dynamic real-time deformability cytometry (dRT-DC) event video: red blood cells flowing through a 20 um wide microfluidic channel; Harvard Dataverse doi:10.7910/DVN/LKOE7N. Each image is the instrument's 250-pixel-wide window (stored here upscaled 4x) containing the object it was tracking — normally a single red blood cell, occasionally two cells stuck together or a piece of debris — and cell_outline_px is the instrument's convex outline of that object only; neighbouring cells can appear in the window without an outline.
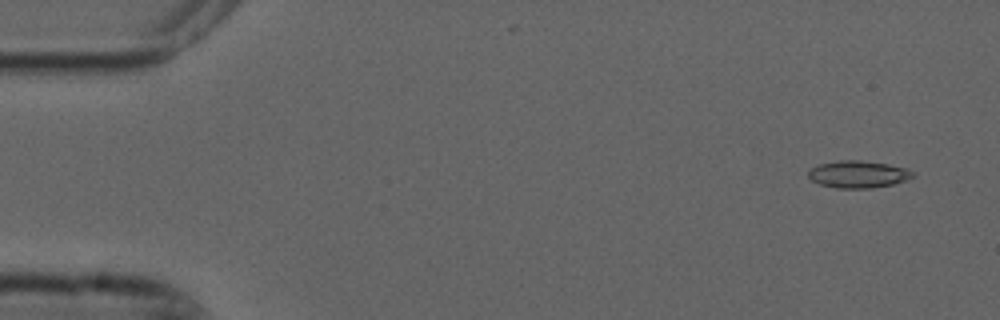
{"species": "common noctule bat (a hibernating species)", "species_latin": "Nyctalus noctula", "temperature_condition": "cold", "stored_images_in_passage": 3, "camera_frame_rate_fps": 3000, "um_per_image_px": 0.085, "animal": {"sex": "male", "forearm_length_mm": 52.5}, "frame": {"image": 1, "passage_image": 1, "time_ms": 0.0, "image_size_px": [1000, 320], "cell_outline_px": [[916, 172], [908, 180], [892, 184], [872, 188], [836, 188], [820, 184], [812, 180], [808, 176], [808, 172], [812, 168], [820, 164], [840, 160], [860, 160], [888, 164], [908, 168]], "centroid_in_image_um": [72.98, 14.81], "position_along_channel_um": 12.0, "area_um2": 16.53}}